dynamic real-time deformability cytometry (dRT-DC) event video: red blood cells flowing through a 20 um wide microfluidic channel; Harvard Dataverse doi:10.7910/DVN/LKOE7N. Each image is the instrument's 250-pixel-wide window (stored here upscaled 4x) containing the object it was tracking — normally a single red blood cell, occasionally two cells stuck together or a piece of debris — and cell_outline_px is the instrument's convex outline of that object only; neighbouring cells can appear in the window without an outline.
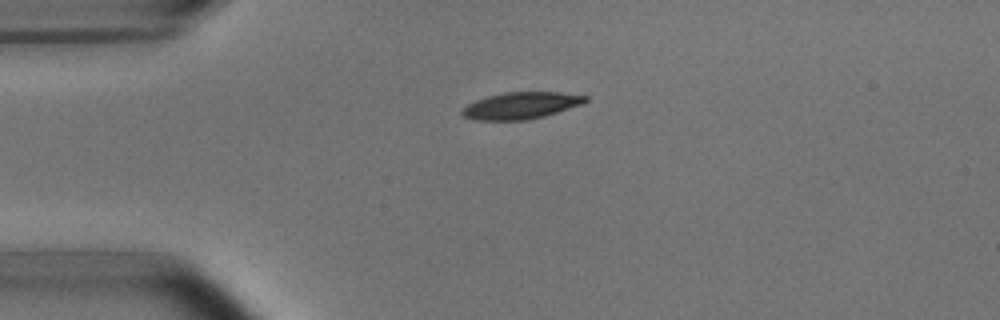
{"species": "common noctule bat (a hibernating species)", "species_latin": "Nyctalus noctula", "temperature_condition": "room temperature", "stored_images_in_passage": 8, "camera_frame_rate_fps": 3000, "um_per_image_px": 0.085, "animal": {"sex": "male", "body_mass_g": 15.6}, "frame": {"image": 1, "passage_image": 3, "time_ms": 3.0, "image_size_px": [1000, 320], "cell_outline_px": [[588, 100], [584, 104], [544, 116], [528, 120], [476, 120], [464, 116], [460, 112], [468, 104], [476, 100], [488, 96], [504, 92], [560, 92], [588, 96]], "centroid_in_image_um": [44.32, 8.97], "position_along_channel_um": 40.7, "area_um2": 19.25}}
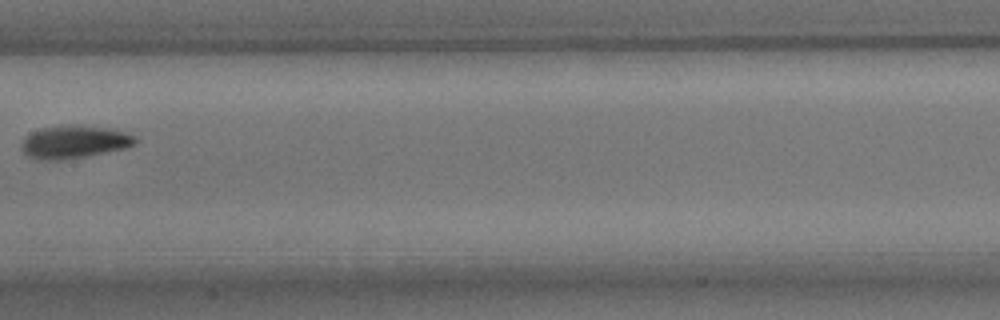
{"frame": {"image": 2, "passage_image": 7, "time_ms": 8.0, "image_size_px": [1000, 320], "cell_outline_px": [[136, 144], [128, 148], [84, 156], [60, 160], [36, 160], [28, 156], [20, 148], [20, 144], [32, 132], [40, 128], [76, 124], [108, 128], [124, 132], [136, 136]], "centroid_in_image_um": [6.31, 12.06], "position_along_channel_um": 201.1, "area_um2": 21.79}}
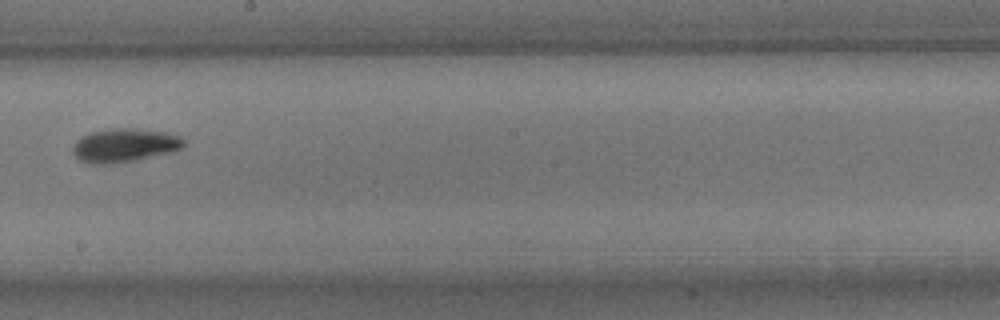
{"frame": {"image": 3, "passage_image": 8, "time_ms": 9.0, "image_size_px": [1000, 320], "cell_outline_px": [[184, 148], [172, 152], [136, 160], [108, 164], [88, 164], [80, 160], [72, 152], [72, 148], [76, 140], [80, 136], [92, 132], [116, 128], [136, 128], [164, 132], [180, 136], [184, 140]], "centroid_in_image_um": [10.58, 12.36], "position_along_channel_um": 237.6, "area_um2": 21.85}}